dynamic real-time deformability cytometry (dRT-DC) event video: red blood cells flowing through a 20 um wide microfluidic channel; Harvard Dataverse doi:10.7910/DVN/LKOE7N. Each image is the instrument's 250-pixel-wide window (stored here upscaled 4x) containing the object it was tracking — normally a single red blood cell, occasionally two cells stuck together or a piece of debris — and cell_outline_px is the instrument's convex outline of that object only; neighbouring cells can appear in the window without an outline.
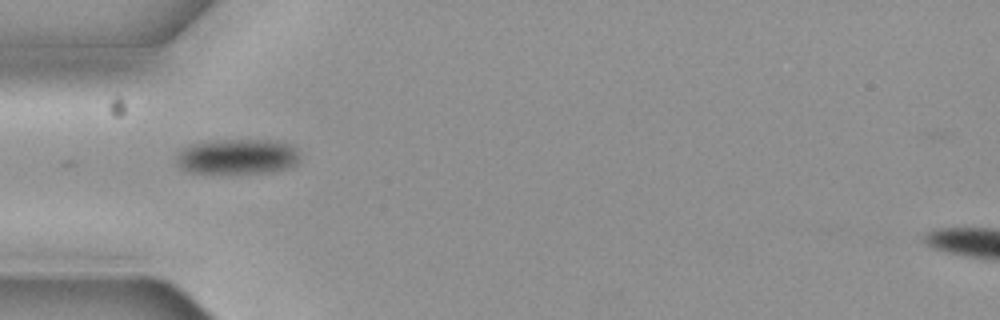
{"species": "common noctule bat (a hibernating species)", "species_latin": "Nyctalus noctula", "temperature_condition": "cold", "stored_images_in_passage": 7, "camera_frame_rate_fps": 3000, "um_per_image_px": 0.085, "animal": {"sex": "female", "body_mass_g": 19.3, "forearm_length_mm": 54.1}, "frame": {"image": 1, "passage_image": 1, "time_ms": 0.0, "image_size_px": [1000, 320], "cell_outline_px": [[296, 164], [272, 172], [188, 172], [180, 168], [176, 164], [176, 156], [180, 148], [188, 144], [208, 140], [276, 140], [292, 144], [296, 152]], "centroid_in_image_um": [20.08, 13.28], "position_along_channel_um": 64.9, "area_um2": 25.32}}
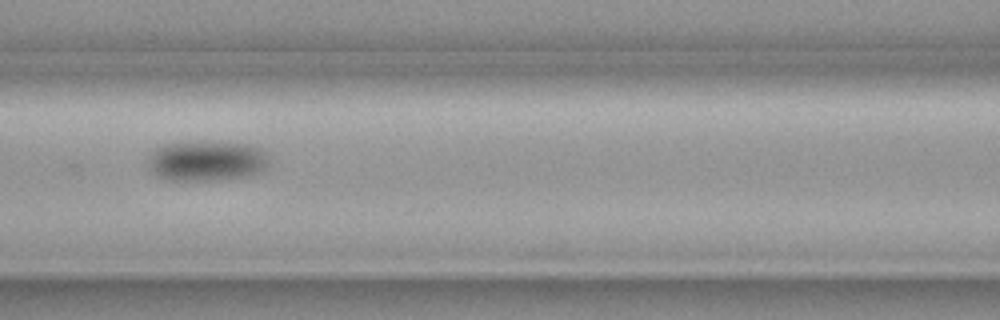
{"frame": {"image": 2, "passage_image": 3, "time_ms": 0.667, "image_size_px": [1000, 320], "cell_outline_px": [[268, 164], [260, 172], [252, 176], [216, 180], [164, 180], [156, 176], [152, 172], [148, 164], [148, 156], [160, 144], [200, 140], [248, 144], [260, 148], [268, 156]], "centroid_in_image_um": [17.54, 13.66], "position_along_channel_um": 149.1, "area_um2": 29.13}}